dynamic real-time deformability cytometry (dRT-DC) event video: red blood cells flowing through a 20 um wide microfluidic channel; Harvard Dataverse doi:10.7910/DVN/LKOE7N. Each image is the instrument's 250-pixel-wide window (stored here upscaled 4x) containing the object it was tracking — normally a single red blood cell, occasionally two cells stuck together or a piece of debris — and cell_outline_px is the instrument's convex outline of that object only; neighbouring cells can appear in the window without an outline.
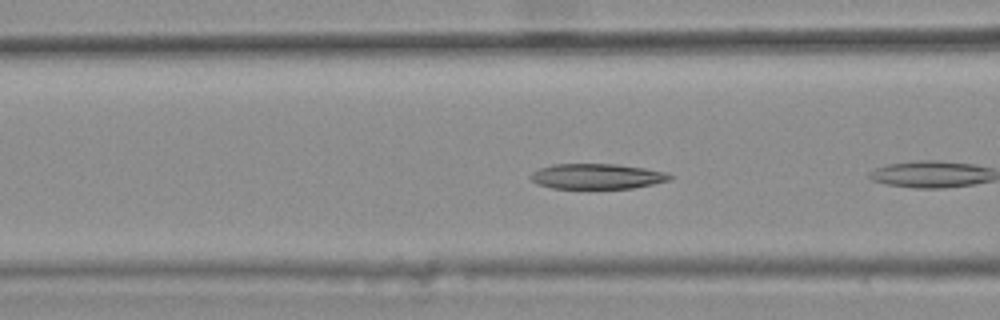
{"species": "common noctule bat (a hibernating species)", "species_latin": "Nyctalus noctula", "temperature_condition": "warm", "stored_images_in_passage": 5, "camera_frame_rate_fps": 3000, "um_per_image_px": 0.085, "animal": {"sex": "female", "body_mass_g": 25.1}, "frame": {"image": 1, "passage_image": 4, "time_ms": 1.0, "image_size_px": [1000, 320], "cell_outline_px": [[676, 176], [672, 180], [632, 188], [552, 188], [536, 184], [528, 176], [532, 172], [540, 168], [552, 164], [616, 164], [644, 168], [668, 172]], "centroid_in_image_um": [50.77, 14.98], "position_along_channel_um": 115.8, "area_um2": 20.69}}